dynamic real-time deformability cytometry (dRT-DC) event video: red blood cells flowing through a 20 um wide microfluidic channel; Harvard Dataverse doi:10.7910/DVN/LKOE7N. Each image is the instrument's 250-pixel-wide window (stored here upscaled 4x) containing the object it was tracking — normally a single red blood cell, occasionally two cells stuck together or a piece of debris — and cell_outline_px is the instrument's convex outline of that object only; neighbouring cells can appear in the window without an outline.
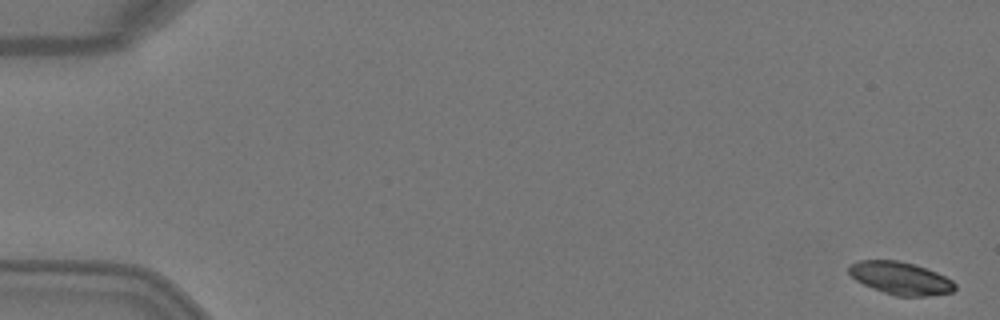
{"species": "Egyptian fruit bat (a non-hibernating species)", "species_latin": "Rousettus aegyptiacus", "temperature_condition": "warm", "stored_images_in_passage": 4, "camera_frame_rate_fps": 3000, "um_per_image_px": 0.085, "animal": {"sex": "female"}, "frame": {"image": 1, "passage_image": 1, "time_ms": 0.0, "image_size_px": [1000, 320], "cell_outline_px": [[956, 288], [952, 292], [924, 296], [896, 296], [872, 288], [856, 280], [848, 272], [848, 264], [860, 260], [896, 260], [916, 264], [936, 272], [952, 280], [956, 284]], "centroid_in_image_um": [76.53, 23.63], "position_along_channel_um": 8.5, "area_um2": 20.17}}
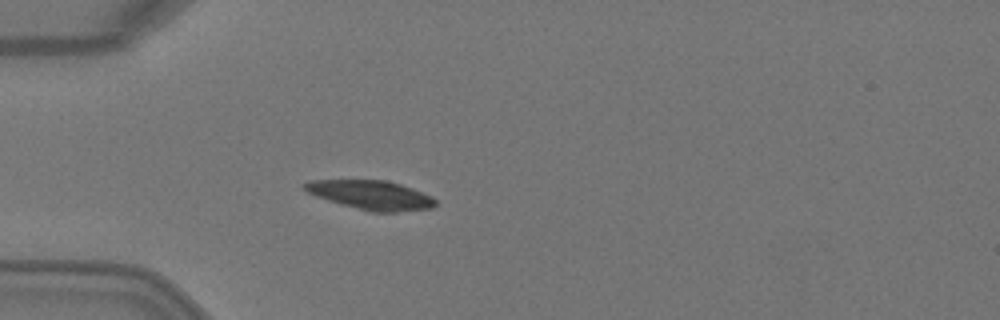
{"frame": {"image": 2, "passage_image": 4, "time_ms": 1.0, "image_size_px": [1000, 320], "cell_outline_px": [[436, 204], [432, 208], [396, 212], [372, 212], [340, 204], [316, 196], [308, 192], [300, 184], [308, 180], [384, 180], [400, 184], [412, 188], [432, 196], [436, 200]], "centroid_in_image_um": [31.52, 16.57], "position_along_channel_um": 53.5, "area_um2": 22.2}}